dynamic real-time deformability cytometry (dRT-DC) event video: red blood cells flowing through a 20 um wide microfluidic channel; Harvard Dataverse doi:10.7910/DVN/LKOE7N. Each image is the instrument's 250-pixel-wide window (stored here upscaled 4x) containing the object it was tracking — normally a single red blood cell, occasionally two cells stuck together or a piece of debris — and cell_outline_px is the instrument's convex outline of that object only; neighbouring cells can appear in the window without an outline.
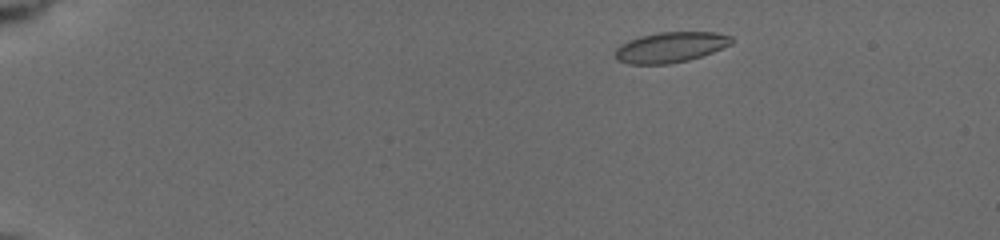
{"species": "common noctule bat (a hibernating species)", "species_latin": "Nyctalus noctula", "temperature_condition": "cold", "stored_images_in_passage": 6, "camera_frame_rate_fps": 3000, "um_per_image_px": 0.085, "animal": {"sex": "female", "body_mass_g": 19.5, "forearm_length_mm": 54.1}, "frame": {"image": 1, "passage_image": 2, "time_ms": 1.0, "image_size_px": [1000, 240], "cell_outline_px": [[736, 40], [732, 44], [712, 52], [688, 60], [668, 64], [628, 64], [616, 60], [616, 48], [628, 40], [640, 36], [660, 32], [716, 32], [732, 36]], "centroid_in_image_um": [57.02, 4.01], "position_along_channel_um": 28.0, "area_um2": 20.69}}
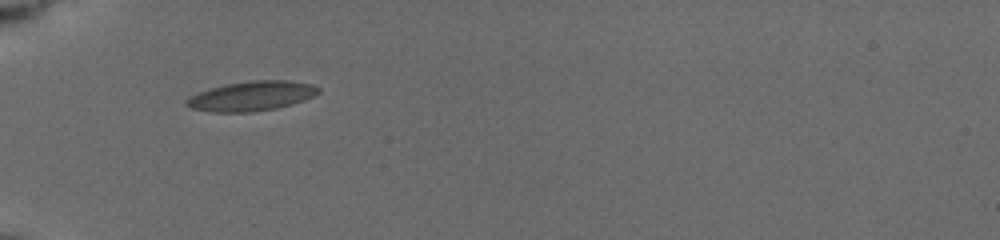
{"frame": {"image": 2, "passage_image": 5, "time_ms": 4.333, "image_size_px": [1000, 240], "cell_outline_px": [[320, 92], [316, 96], [292, 104], [276, 108], [252, 112], [212, 112], [192, 108], [184, 104], [184, 100], [188, 96], [224, 84], [252, 80], [288, 80], [312, 84], [320, 88]], "centroid_in_image_um": [21.4, 8.16], "position_along_channel_um": 63.6, "area_um2": 22.95}}